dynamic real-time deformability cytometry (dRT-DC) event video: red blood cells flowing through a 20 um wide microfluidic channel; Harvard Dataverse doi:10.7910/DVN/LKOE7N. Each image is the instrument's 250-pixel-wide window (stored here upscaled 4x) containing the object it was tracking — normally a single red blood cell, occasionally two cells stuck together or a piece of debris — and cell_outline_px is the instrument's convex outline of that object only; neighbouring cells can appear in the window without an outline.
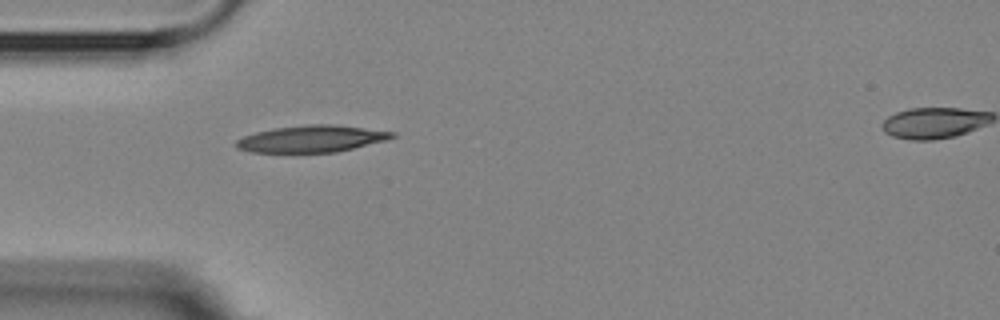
{"species": "Egyptian fruit bat (a non-hibernating species)", "species_latin": "Rousettus aegyptiacus", "temperature_condition": "room temperature", "stored_images_in_passage": 4, "camera_frame_rate_fps": 3000, "um_per_image_px": 0.085, "animal": {"sex": "female"}, "frame": {"image": 1, "passage_image": 3, "time_ms": 2.333, "image_size_px": [1000, 320], "cell_outline_px": [[396, 136], [384, 140], [336, 152], [252, 152], [236, 148], [236, 140], [244, 136], [256, 132], [272, 128], [304, 124], [332, 124], [396, 132]], "centroid_in_image_um": [26.44, 11.78], "position_along_channel_um": 58.6, "area_um2": 24.16}}